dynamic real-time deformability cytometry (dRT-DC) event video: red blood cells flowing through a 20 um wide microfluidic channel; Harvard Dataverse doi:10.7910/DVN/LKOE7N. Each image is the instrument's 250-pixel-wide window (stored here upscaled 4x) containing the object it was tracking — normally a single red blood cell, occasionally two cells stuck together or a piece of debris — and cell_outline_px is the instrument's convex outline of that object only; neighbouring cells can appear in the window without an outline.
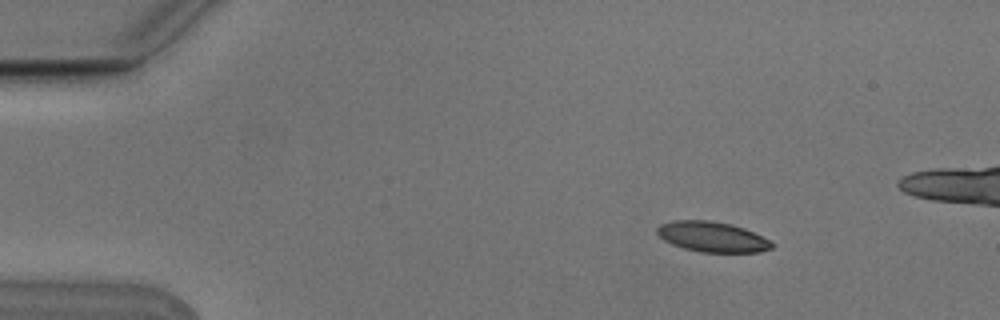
{"species": "Egyptian fruit bat (a non-hibernating species)", "species_latin": "Rousettus aegyptiacus", "temperature_condition": "cold", "stored_images_in_passage": 5, "camera_frame_rate_fps": 3000, "um_per_image_px": 0.085, "animal": {"sex": "male"}, "frame": {"image": 1, "passage_image": 2, "time_ms": 0.333, "image_size_px": [1000, 320], "cell_outline_px": [[776, 244], [772, 248], [760, 252], [700, 252], [684, 248], [672, 244], [664, 240], [656, 232], [656, 228], [660, 224], [672, 220], [708, 220], [732, 224], [744, 228]], "centroid_in_image_um": [60.52, 20.12], "position_along_channel_um": 24.5, "area_um2": 20.23}}